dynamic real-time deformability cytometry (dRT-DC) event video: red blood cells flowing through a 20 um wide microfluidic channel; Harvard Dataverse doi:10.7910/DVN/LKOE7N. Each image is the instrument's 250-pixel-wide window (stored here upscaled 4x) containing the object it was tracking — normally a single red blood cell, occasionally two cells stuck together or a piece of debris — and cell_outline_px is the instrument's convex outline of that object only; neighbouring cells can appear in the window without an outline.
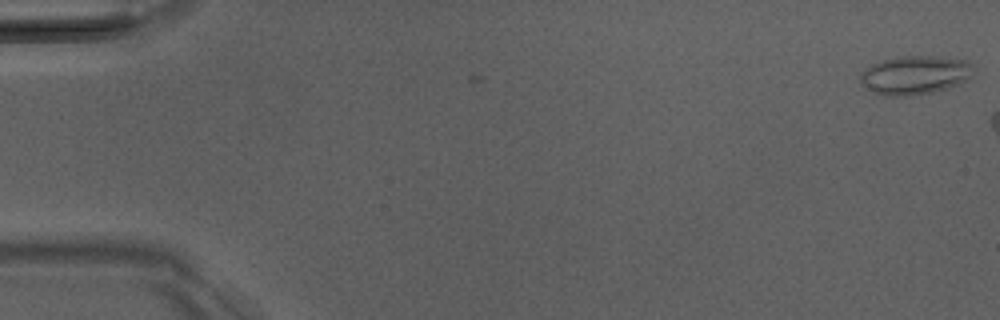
{"species": "Egyptian fruit bat (a non-hibernating species)", "species_latin": "Rousettus aegyptiacus", "temperature_condition": "room temperature", "stored_images_in_passage": 2, "camera_frame_rate_fps": 3000, "um_per_image_px": 0.085, "animal": {"sex": "male"}, "frame": {"image": 1, "passage_image": 2, "time_ms": 0.333, "image_size_px": [1000, 320], "cell_outline_px": [[972, 64], [968, 76], [960, 84], [948, 88], [932, 92], [912, 96], [888, 96], [872, 92], [860, 84], [860, 72], [872, 64], [884, 60], [900, 56], [936, 56], [968, 60]], "centroid_in_image_um": [77.71, 6.39], "position_along_channel_um": 7.3, "area_um2": 25.49}}